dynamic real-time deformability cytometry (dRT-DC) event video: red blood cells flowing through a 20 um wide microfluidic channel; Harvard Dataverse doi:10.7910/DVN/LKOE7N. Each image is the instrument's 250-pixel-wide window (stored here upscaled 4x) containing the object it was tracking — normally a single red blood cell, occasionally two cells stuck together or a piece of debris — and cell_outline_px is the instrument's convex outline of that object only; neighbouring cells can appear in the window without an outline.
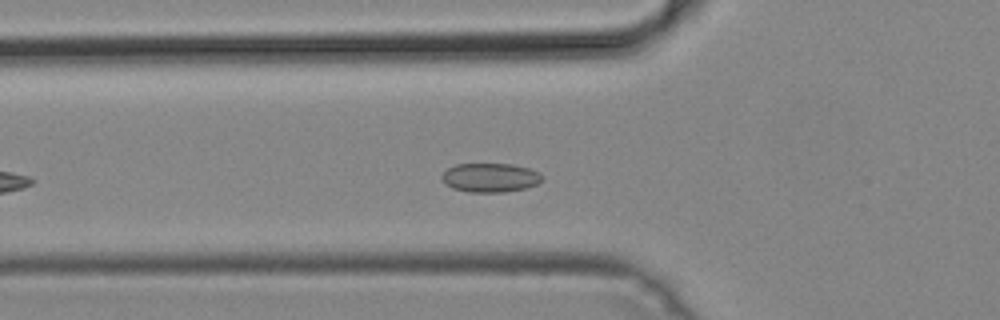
{"species": "common noctule bat (a hibernating species)", "species_latin": "Nyctalus noctula", "temperature_condition": "cold", "stored_images_in_passage": 33, "camera_frame_rate_fps": 3000, "um_per_image_px": 0.085, "animal": {"sex": "male", "body_mass_g": 19.2, "forearm_length_mm": 51.8}, "frame": {"image": 1, "passage_image": 9, "time_ms": 2.667, "image_size_px": [1000, 320], "cell_outline_px": [[544, 180], [536, 184], [524, 188], [504, 192], [468, 192], [452, 188], [444, 184], [440, 176], [448, 168], [456, 164], [512, 164], [528, 168], [540, 172], [544, 176]], "centroid_in_image_um": [41.67, 15.1], "position_along_channel_um": 84.1, "area_um2": 17.11}}
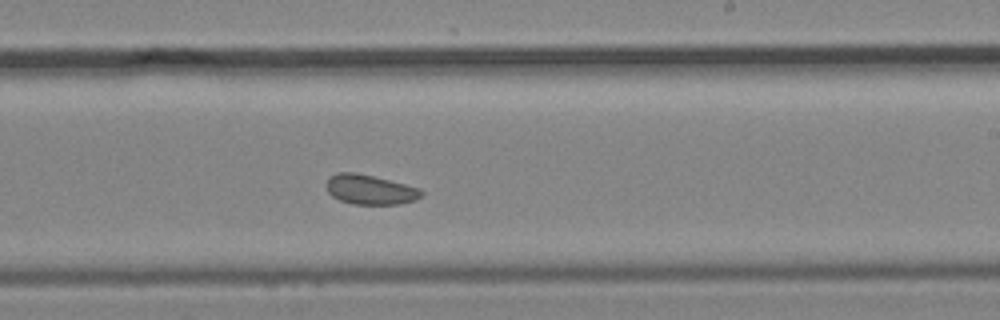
{"frame": {"image": 2, "passage_image": 22, "time_ms": 7.0, "image_size_px": [1000, 320], "cell_outline_px": [[424, 196], [416, 200], [400, 204], [352, 204], [340, 200], [332, 196], [328, 192], [324, 184], [328, 176], [336, 172], [356, 172], [420, 188], [424, 192]], "centroid_in_image_um": [31.43, 16.11], "position_along_channel_um": 257.6, "area_um2": 16.7}}
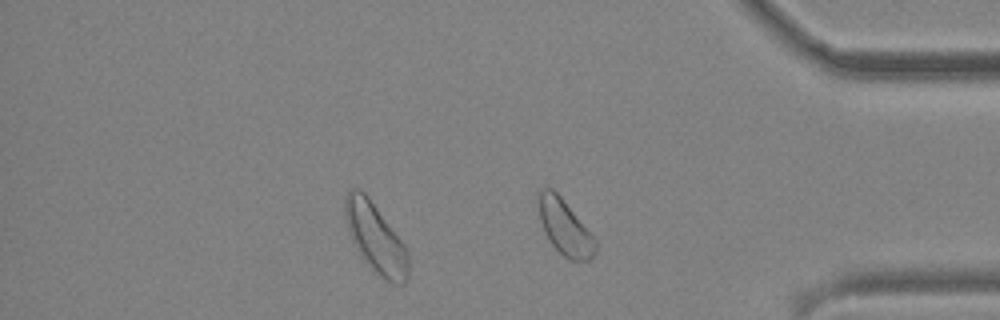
{"frame": {"image": 3, "passage_image": 33, "time_ms": 10.667, "image_size_px": [1000, 320], "cell_outline_px": [[596, 252], [588, 260], [568, 260], [552, 244], [544, 232], [540, 220], [536, 192], [540, 188], [552, 188], [560, 196], [596, 240]], "centroid_in_image_um": [47.96, 19.29], "position_along_channel_um": 387.2, "area_um2": 18.15}}